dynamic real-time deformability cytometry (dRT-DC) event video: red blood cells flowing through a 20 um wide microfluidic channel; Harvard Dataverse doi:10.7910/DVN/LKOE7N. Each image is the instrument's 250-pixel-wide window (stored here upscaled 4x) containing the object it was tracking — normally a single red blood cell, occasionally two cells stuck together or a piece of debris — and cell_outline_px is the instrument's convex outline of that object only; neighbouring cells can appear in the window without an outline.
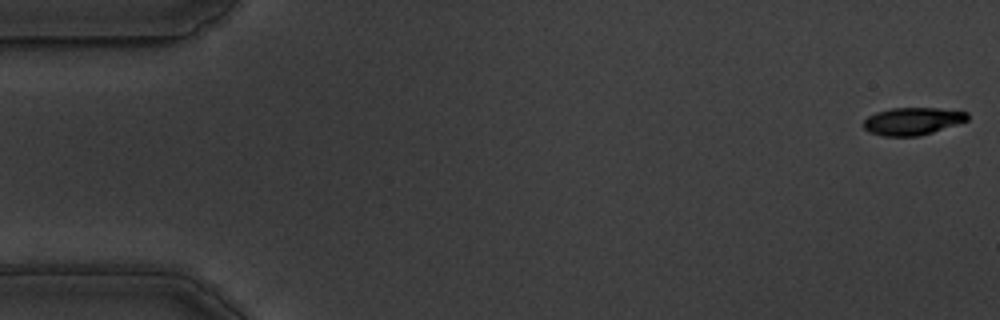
{"species": "common noctule bat (a hibernating species)", "species_latin": "Nyctalus noctula", "temperature_condition": "warm", "stored_images_in_passage": 57, "camera_frame_rate_fps": 3000, "um_per_image_px": 0.085, "animal": {"sex": "male", "body_mass_g": 19.5, "forearm_length_mm": 54.6}, "frame": {"image": 1, "passage_image": 1, "time_ms": 0.0, "image_size_px": [1000, 320], "cell_outline_px": [[968, 120], [920, 136], [884, 136], [868, 132], [864, 128], [864, 120], [868, 116], [876, 112], [892, 108], [936, 108], [968, 112]], "centroid_in_image_um": [77.54, 10.3], "position_along_channel_um": 7.5, "area_um2": 16.53}}
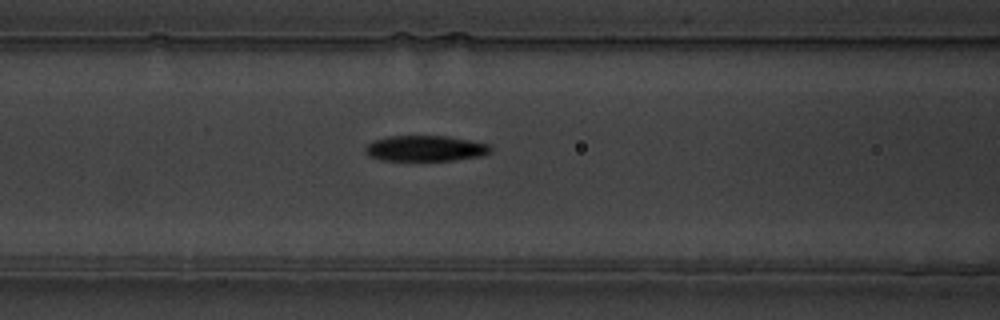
{"frame": {"image": 2, "passage_image": 23, "time_ms": 7.333, "image_size_px": [1000, 320], "cell_outline_px": [[492, 152], [480, 156], [456, 160], [380, 160], [368, 156], [364, 152], [364, 148], [372, 140], [388, 136], [448, 136], [488, 144], [492, 148]], "centroid_in_image_um": [36.12, 12.61], "position_along_channel_um": 130.5, "area_um2": 18.84}}
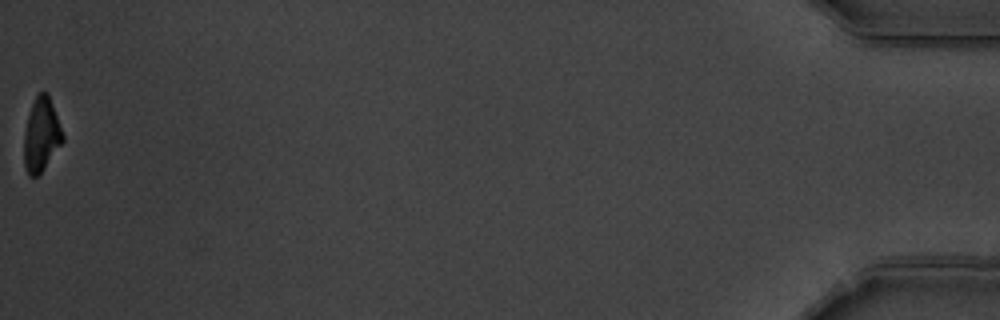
{"frame": {"image": 3, "passage_image": 57, "time_ms": 18.667, "image_size_px": [1000, 320], "cell_outline_px": [[64, 140], [44, 168], [36, 176], [28, 176], [24, 164], [24, 132], [28, 116], [32, 104], [36, 96], [40, 92], [48, 92], [64, 136]], "centroid_in_image_um": [3.51, 11.45], "position_along_channel_um": 431.7, "area_um2": 16.42}, "authors_computed_cell_mechanics": {"area_um2": 18.785, "velocity_mm_per_s": 3.5582, "shape_relaxation_time_tau1_ms": 3.3192, "shape_relaxation_time_tau2_ms": 5.0281, "deformation_change_tau1": 0.1695, "deformation_change_tau2": 0.1035}}